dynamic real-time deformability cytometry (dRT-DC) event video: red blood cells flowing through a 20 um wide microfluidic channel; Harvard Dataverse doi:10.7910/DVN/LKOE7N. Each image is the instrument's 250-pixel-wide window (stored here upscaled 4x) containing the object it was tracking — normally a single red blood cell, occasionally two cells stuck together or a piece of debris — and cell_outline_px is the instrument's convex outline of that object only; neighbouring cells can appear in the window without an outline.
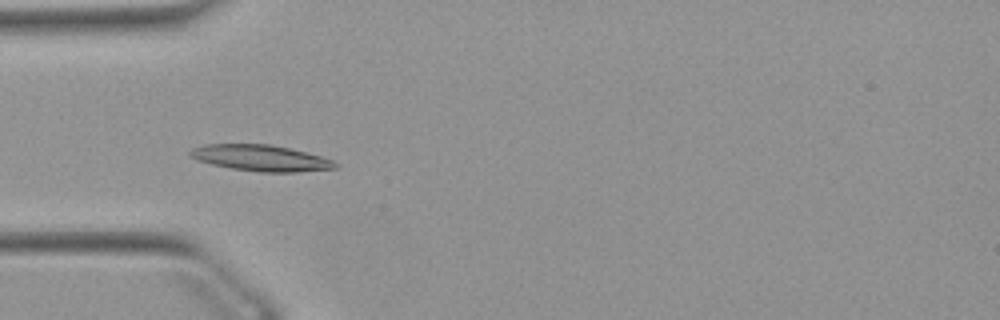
{"species": "Egyptian fruit bat (a non-hibernating species)", "species_latin": "Rousettus aegyptiacus", "temperature_condition": "warm", "stored_images_in_passage": 18, "camera_frame_rate_fps": 3000, "um_per_image_px": 0.085, "animal": {"sex": "female"}, "frame": {"image": 1, "passage_image": 8, "time_ms": 2.333, "image_size_px": [1000, 320], "cell_outline_px": [[340, 164], [336, 168], [296, 172], [260, 172], [232, 168], [212, 164], [196, 160], [188, 156], [188, 152], [192, 148], [204, 144], [272, 144], [320, 156], [332, 160]], "centroid_in_image_um": [22.13, 13.43], "position_along_channel_um": 62.9, "area_um2": 22.08}}
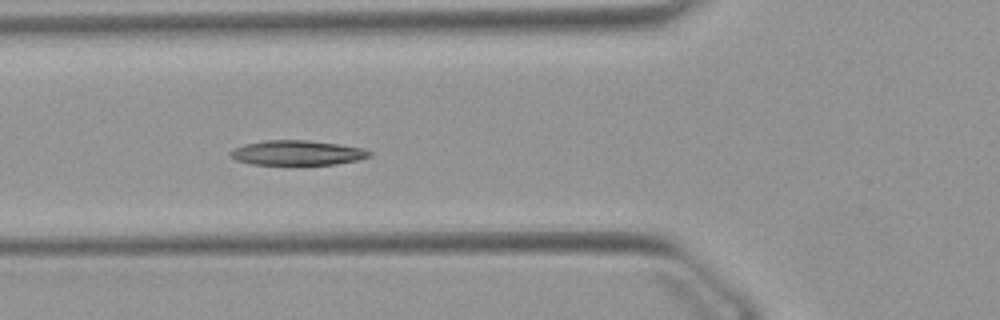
{"frame": {"image": 2, "passage_image": 11, "time_ms": 3.333, "image_size_px": [1000, 320], "cell_outline_px": [[372, 156], [356, 160], [336, 164], [252, 164], [236, 160], [228, 152], [232, 148], [244, 144], [264, 140], [308, 140], [340, 144], [364, 148], [372, 152]], "centroid_in_image_um": [25.27, 12.97], "position_along_channel_um": 100.5, "area_um2": 20.11}}